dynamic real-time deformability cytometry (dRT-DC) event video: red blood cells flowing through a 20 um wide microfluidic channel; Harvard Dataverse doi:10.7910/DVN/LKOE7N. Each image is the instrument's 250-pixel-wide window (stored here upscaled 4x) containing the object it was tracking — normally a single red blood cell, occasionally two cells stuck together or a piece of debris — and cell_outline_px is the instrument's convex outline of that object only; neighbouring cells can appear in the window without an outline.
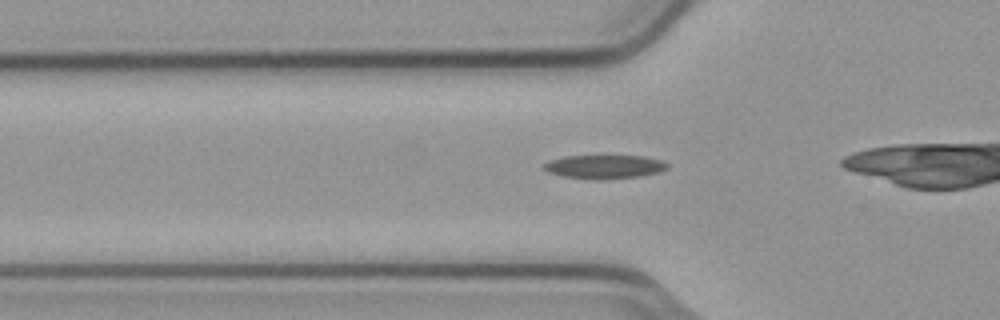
{"species": "common noctule bat (a hibernating species)", "species_latin": "Nyctalus noctula", "temperature_condition": "cold", "stored_images_in_passage": 35, "camera_frame_rate_fps": 3000, "um_per_image_px": 0.085, "animal": {"sex": "male", "body_mass_g": 23.1, "forearm_length_mm": 52.7}, "frame": {"image": 1, "passage_image": 10, "time_ms": 3.0, "image_size_px": [1000, 320], "cell_outline_px": [[668, 168], [660, 172], [640, 176], [600, 180], [596, 180], [564, 176], [548, 172], [544, 168], [544, 164], [552, 160], [564, 156], [644, 156], [664, 160], [668, 164]], "centroid_in_image_um": [51.44, 14.17], "position_along_channel_um": 74.4, "area_um2": 17.05}}
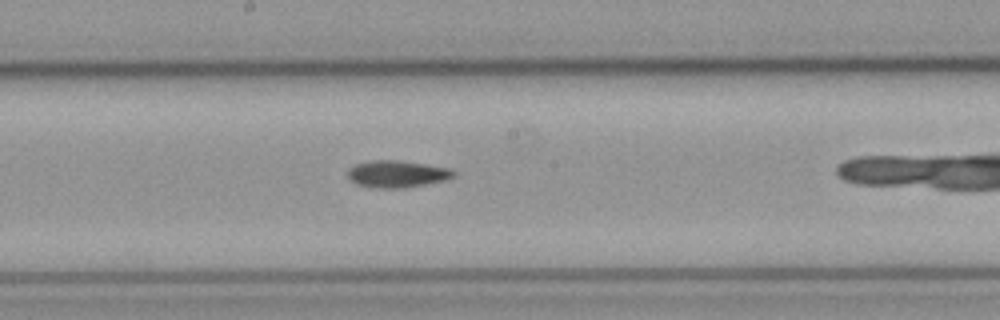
{"frame": {"image": 2, "passage_image": 21, "time_ms": 6.667, "image_size_px": [1000, 320], "cell_outline_px": [[456, 176], [444, 180], [404, 188], [376, 188], [356, 184], [348, 176], [348, 168], [356, 164], [372, 160], [396, 160], [424, 164], [448, 168], [456, 172]], "centroid_in_image_um": [33.73, 14.79], "position_along_channel_um": 214.5, "area_um2": 16.47}}
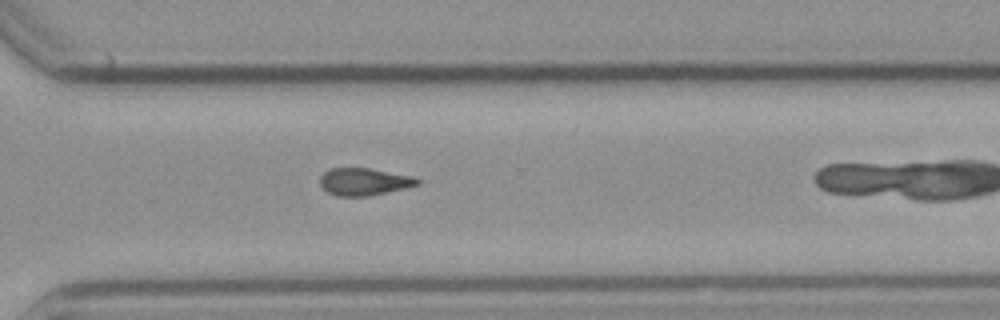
{"frame": {"image": 3, "passage_image": 31, "time_ms": 10.0, "image_size_px": [1000, 320], "cell_outline_px": [[420, 184], [404, 188], [368, 196], [336, 196], [328, 192], [320, 184], [320, 176], [324, 172], [332, 168], [368, 168], [412, 176], [420, 180]], "centroid_in_image_um": [30.93, 15.44], "position_along_channel_um": 339.7, "area_um2": 15.32}}